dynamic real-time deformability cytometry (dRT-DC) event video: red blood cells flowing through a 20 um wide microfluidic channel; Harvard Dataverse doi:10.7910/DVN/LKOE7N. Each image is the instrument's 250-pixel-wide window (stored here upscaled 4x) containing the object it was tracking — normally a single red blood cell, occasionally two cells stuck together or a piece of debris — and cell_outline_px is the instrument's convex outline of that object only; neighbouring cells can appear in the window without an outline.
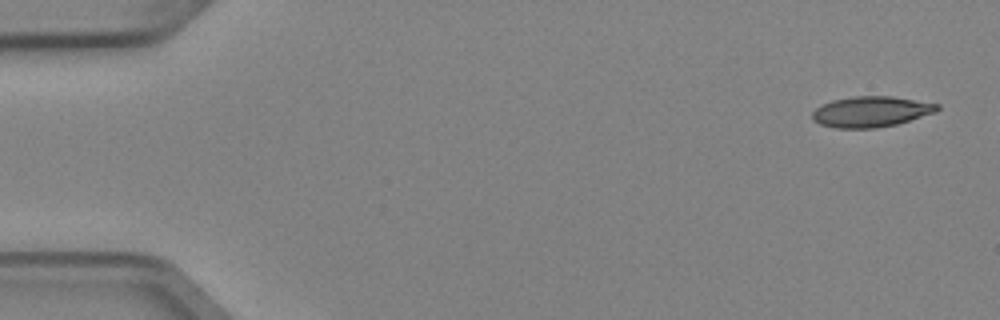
{"species": "Egyptian fruit bat (a non-hibernating species)", "species_latin": "Rousettus aegyptiacus", "temperature_condition": "cold", "stored_images_in_passage": 3, "camera_frame_rate_fps": 3000, "um_per_image_px": 0.085, "animal": {"sex": "female"}, "frame": {"image": 1, "passage_image": 1, "time_ms": 0.0, "image_size_px": [1000, 320], "cell_outline_px": [[940, 108], [936, 112], [896, 124], [876, 128], [836, 128], [820, 124], [812, 120], [812, 112], [820, 104], [832, 100], [852, 96], [892, 96], [940, 104]], "centroid_in_image_um": [74.01, 9.48], "position_along_channel_um": 11.0, "area_um2": 22.43}}